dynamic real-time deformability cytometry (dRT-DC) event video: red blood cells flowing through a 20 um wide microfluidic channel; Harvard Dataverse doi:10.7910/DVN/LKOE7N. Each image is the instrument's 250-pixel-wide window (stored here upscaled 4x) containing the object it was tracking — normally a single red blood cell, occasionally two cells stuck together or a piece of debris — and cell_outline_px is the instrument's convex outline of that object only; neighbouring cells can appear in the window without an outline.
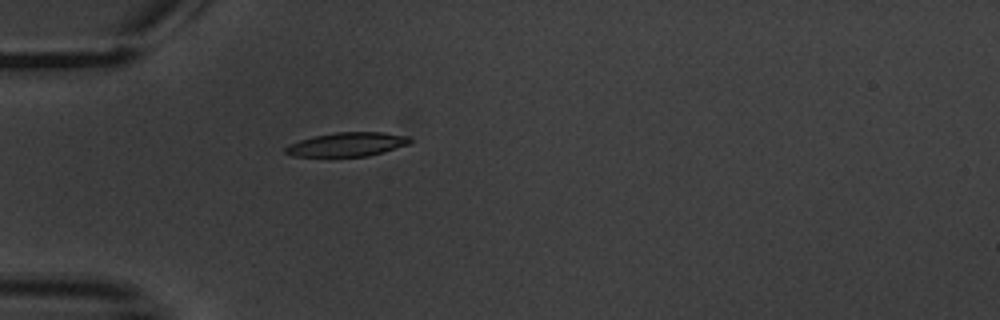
{"species": "common noctule bat (a hibernating species)", "species_latin": "Nyctalus noctula", "temperature_condition": "warm", "stored_images_in_passage": 1, "camera_frame_rate_fps": 3000, "um_per_image_px": 0.085, "animal": {"sex": "male", "body_mass_g": 20.1, "forearm_length_mm": 53.5}, "frame": {"image": 1, "passage_image": 1, "time_ms": 0.0, "image_size_px": [1000, 320], "cell_outline_px": [[412, 140], [408, 144], [368, 156], [292, 156], [284, 152], [284, 148], [288, 144], [312, 136], [336, 132], [384, 132], [412, 136]], "centroid_in_image_um": [29.5, 12.26], "position_along_channel_um": 55.5, "area_um2": 17.4}}